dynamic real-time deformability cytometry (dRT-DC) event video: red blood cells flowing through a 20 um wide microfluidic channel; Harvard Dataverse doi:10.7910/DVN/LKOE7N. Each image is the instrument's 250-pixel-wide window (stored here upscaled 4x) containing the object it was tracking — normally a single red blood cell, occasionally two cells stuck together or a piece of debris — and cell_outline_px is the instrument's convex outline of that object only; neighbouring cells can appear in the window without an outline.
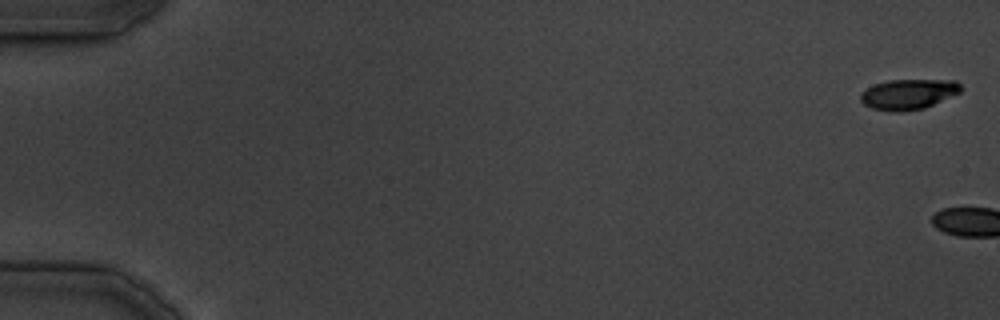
{"species": "common noctule bat (a hibernating species)", "species_latin": "Nyctalus noctula", "temperature_condition": "cold", "stored_images_in_passage": 3, "camera_frame_rate_fps": 3000, "um_per_image_px": 0.085, "animal": {"sex": "male", "body_mass_g": 19.5, "forearm_length_mm": 54.6}, "frame": {"image": 1, "passage_image": 1, "time_ms": 0.0, "image_size_px": [1000, 320], "cell_outline_px": [[960, 92], [924, 108], [900, 112], [892, 112], [872, 108], [864, 104], [860, 100], [860, 96], [868, 88], [876, 84], [888, 80], [956, 80], [960, 84]], "centroid_in_image_um": [77.21, 8.01], "position_along_channel_um": 7.8, "area_um2": 17.46}}